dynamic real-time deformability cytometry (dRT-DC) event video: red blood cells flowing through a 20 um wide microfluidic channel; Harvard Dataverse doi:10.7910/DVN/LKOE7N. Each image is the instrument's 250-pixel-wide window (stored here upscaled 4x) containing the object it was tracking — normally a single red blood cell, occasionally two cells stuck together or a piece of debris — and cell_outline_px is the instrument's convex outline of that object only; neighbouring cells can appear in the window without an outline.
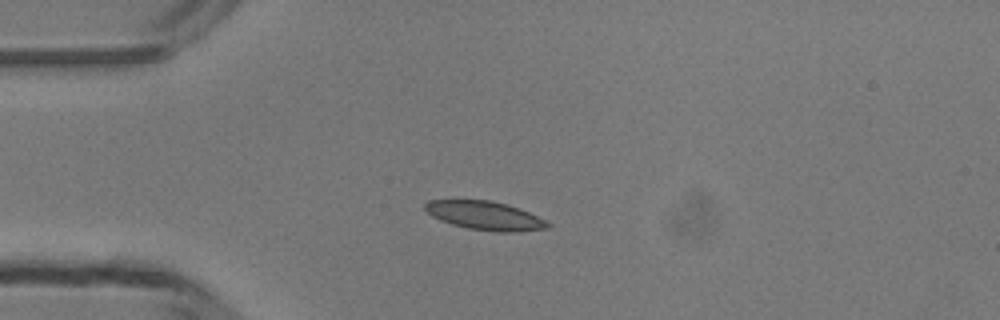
{"species": "common noctule bat (a hibernating species)", "species_latin": "Nyctalus noctula", "temperature_condition": "room temperature", "stored_images_in_passage": 45, "camera_frame_rate_fps": 3000, "um_per_image_px": 0.085, "animal": {"sex": "male", "body_mass_g": 13.3}, "frame": {"image": 1, "passage_image": 7, "time_ms": 2.0, "image_size_px": [1000, 320], "cell_outline_px": [[552, 224], [548, 228], [516, 232], [496, 232], [468, 228], [452, 224], [440, 220], [432, 216], [424, 208], [424, 204], [428, 200], [488, 200], [508, 204], [528, 212]], "centroid_in_image_um": [41.21, 18.33], "position_along_channel_um": 43.8, "area_um2": 20.4}}
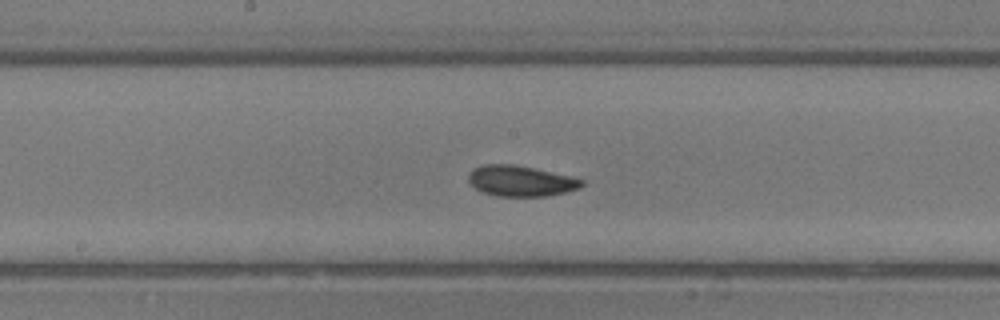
{"frame": {"image": 2, "passage_image": 20, "time_ms": 6.333, "image_size_px": [1000, 320], "cell_outline_px": [[584, 184], [580, 188], [548, 196], [496, 196], [484, 192], [476, 188], [468, 180], [468, 176], [472, 168], [484, 164], [512, 164], [532, 168], [568, 176], [584, 180]], "centroid_in_image_um": [44.24, 15.38], "position_along_channel_um": 204.0, "area_um2": 20.0}}
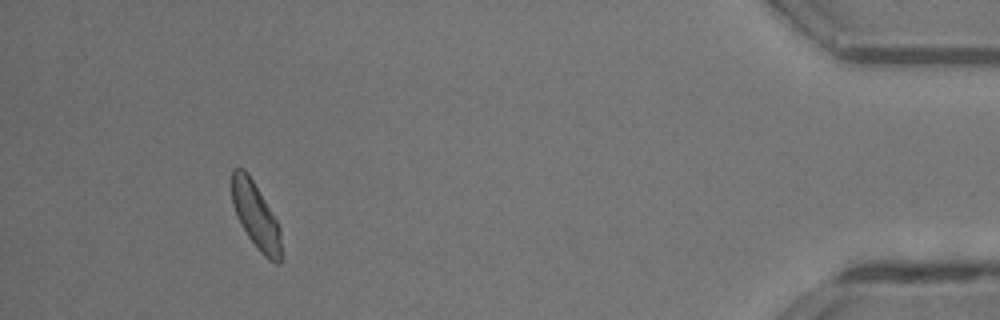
{"frame": {"image": 3, "passage_image": 40, "time_ms": 13.0, "image_size_px": [1000, 320], "cell_outline_px": [[280, 264], [276, 264], [268, 260], [260, 252], [248, 236], [240, 224], [232, 204], [232, 168], [244, 168], [248, 172], [276, 220], [280, 228]], "centroid_in_image_um": [21.72, 18.32], "position_along_channel_um": 413.5, "area_um2": 18.79}, "authors_computed_cell_mechanics": {"area_um2": 19.7676, "velocity_mm_per_s": 4.1727, "shape_relaxation_time_tau1_ms": 4.2593, "shape_relaxation_time_tau2_ms": null, "deformation_change_tau1": 0.1097, "deformation_change_tau2": null}}